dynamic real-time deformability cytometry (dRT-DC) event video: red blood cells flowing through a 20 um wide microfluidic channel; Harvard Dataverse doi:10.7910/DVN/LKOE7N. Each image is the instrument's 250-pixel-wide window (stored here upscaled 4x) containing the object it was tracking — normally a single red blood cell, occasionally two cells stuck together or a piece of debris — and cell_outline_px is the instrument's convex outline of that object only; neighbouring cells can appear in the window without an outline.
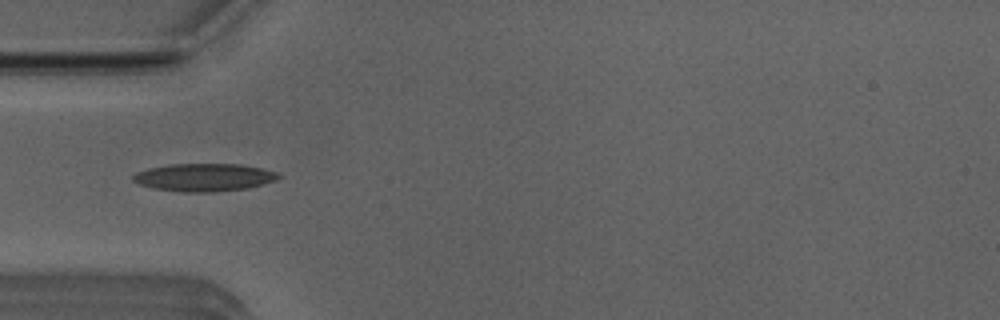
{"species": "Egyptian fruit bat (a non-hibernating species)", "species_latin": "Rousettus aegyptiacus", "temperature_condition": "room temperature", "stored_images_in_passage": 38, "camera_frame_rate_fps": 3000, "um_per_image_px": 0.085, "animal": {"sex": "male"}, "frame": {"image": 1, "passage_image": 3, "time_ms": 0.667, "image_size_px": [1000, 320], "cell_outline_px": [[280, 176], [276, 180], [264, 184], [248, 188], [216, 192], [184, 192], [152, 188], [140, 184], [132, 180], [132, 176], [136, 172], [148, 168], [172, 164], [240, 164], [260, 168], [276, 172]], "centroid_in_image_um": [17.33, 15.08], "position_along_channel_um": 67.7, "area_um2": 23.52}}
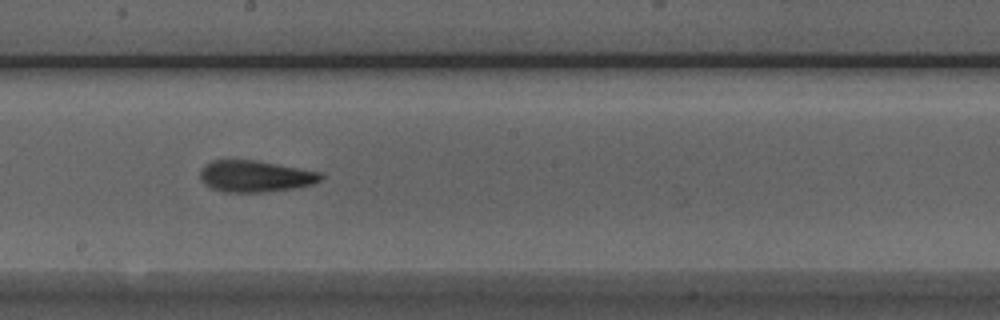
{"frame": {"image": 2, "passage_image": 15, "time_ms": 4.667, "image_size_px": [1000, 320], "cell_outline_px": [[324, 176], [320, 180], [312, 184], [292, 188], [260, 192], [224, 192], [212, 188], [204, 184], [200, 180], [200, 168], [212, 160], [256, 160], [320, 172]], "centroid_in_image_um": [21.64, 14.97], "position_along_channel_um": 226.6, "area_um2": 22.02}}
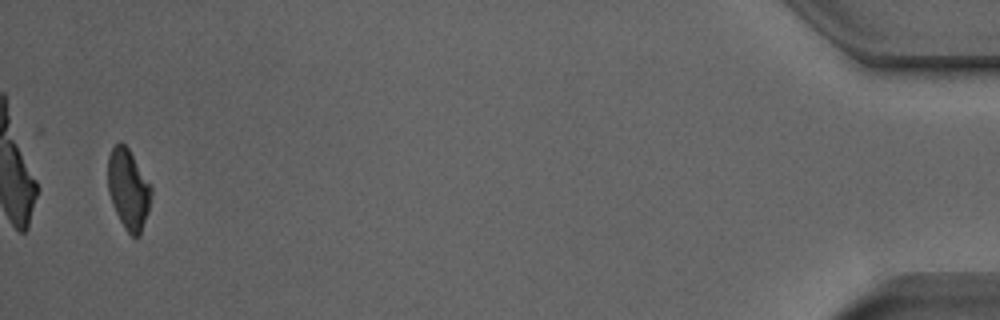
{"frame": {"image": 3, "passage_image": 37, "time_ms": 12.0, "image_size_px": [1000, 320], "cell_outline_px": [[152, 196], [148, 212], [140, 236], [132, 236], [124, 228], [112, 204], [108, 192], [108, 156], [112, 148], [120, 140], [128, 148], [152, 184]], "centroid_in_image_um": [10.93, 16.07], "position_along_channel_um": 424.3, "area_um2": 20.52}, "authors_computed_cell_mechanics": {"area_um2": 21.964, "velocity_mm_per_s": 3.9712, "shape_relaxation_time_tau1_ms": 5.3998, "shape_relaxation_time_tau2_ms": 2.7744, "deformation_change_tau1": 0.1528, "deformation_change_tau2": 0.1108}}